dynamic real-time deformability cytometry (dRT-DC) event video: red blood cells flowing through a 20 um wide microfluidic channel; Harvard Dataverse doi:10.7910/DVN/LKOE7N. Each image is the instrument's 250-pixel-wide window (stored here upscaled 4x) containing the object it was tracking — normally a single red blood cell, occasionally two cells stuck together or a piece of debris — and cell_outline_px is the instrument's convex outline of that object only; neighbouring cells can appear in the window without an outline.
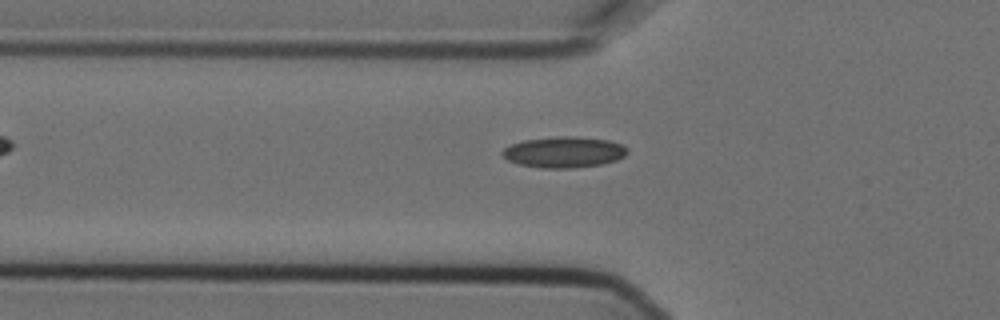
{"species": "Egyptian fruit bat (a non-hibernating species)", "species_latin": "Rousettus aegyptiacus", "temperature_condition": "cold", "stored_images_in_passage": 6, "camera_frame_rate_fps": 3000, "um_per_image_px": 0.085, "animal": {"sex": "female"}, "frame": {"image": 1, "passage_image": 6, "time_ms": 1.667, "image_size_px": [1000, 320], "cell_outline_px": [[628, 152], [624, 156], [616, 160], [600, 164], [572, 168], [540, 168], [520, 164], [508, 160], [500, 152], [504, 148], [512, 144], [524, 140], [556, 136], [572, 136], [608, 140], [620, 144], [628, 148]], "centroid_in_image_um": [47.93, 12.93], "position_along_channel_um": 77.9, "area_um2": 22.43}}